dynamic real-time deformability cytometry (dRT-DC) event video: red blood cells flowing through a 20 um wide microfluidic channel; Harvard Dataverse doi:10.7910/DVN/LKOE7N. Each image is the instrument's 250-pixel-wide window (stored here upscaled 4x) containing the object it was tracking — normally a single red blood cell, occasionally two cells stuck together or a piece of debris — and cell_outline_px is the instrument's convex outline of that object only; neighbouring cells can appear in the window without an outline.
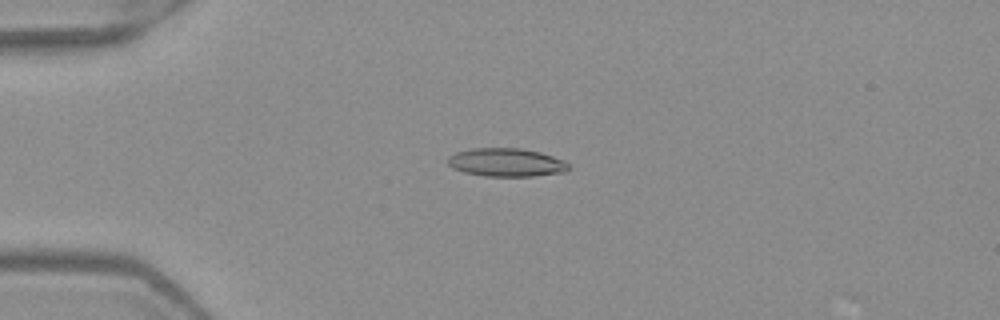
{"species": "Egyptian fruit bat (a non-hibernating species)", "species_latin": "Rousettus aegyptiacus", "temperature_condition": "warm", "stored_images_in_passage": 5, "camera_frame_rate_fps": 3000, "um_per_image_px": 0.085, "frame": {"image": 1, "passage_image": 4, "time_ms": 1.0, "image_size_px": [1000, 320], "cell_outline_px": [[568, 168], [564, 172], [532, 176], [484, 176], [464, 172], [452, 168], [448, 164], [448, 156], [456, 152], [472, 148], [520, 148], [540, 152], [564, 160], [568, 164]], "centroid_in_image_um": [43.0, 13.8], "position_along_channel_um": 42.0, "area_um2": 19.88}}